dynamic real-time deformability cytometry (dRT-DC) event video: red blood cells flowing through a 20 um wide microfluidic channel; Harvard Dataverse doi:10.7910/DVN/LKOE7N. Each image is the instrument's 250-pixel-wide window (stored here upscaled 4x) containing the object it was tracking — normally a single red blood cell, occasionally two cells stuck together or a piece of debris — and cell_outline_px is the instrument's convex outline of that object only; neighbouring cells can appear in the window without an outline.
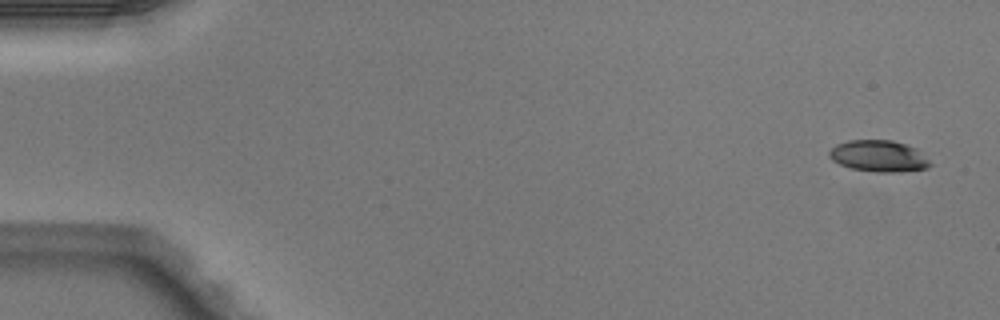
{"species": "Egyptian fruit bat (a non-hibernating species)", "species_latin": "Rousettus aegyptiacus", "temperature_condition": "warm", "stored_images_in_passage": 5, "camera_frame_rate_fps": 3000, "um_per_image_px": 0.085, "animal": {"sex": "male"}, "frame": {"image": 1, "passage_image": 1, "time_ms": 0.0, "image_size_px": [1000, 320], "cell_outline_px": [[932, 164], [928, 168], [892, 172], [876, 172], [852, 168], [840, 164], [832, 160], [828, 156], [828, 152], [836, 144], [848, 140], [892, 140], [916, 148]], "centroid_in_image_um": [74.66, 13.26], "position_along_channel_um": 10.3, "area_um2": 18.32}}
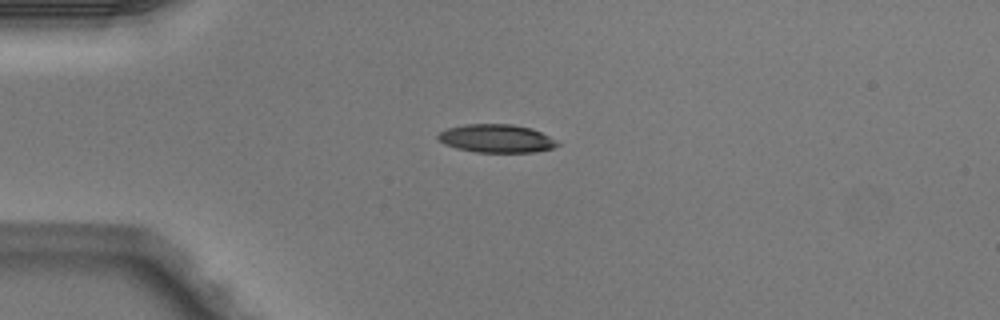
{"frame": {"image": 2, "passage_image": 3, "time_ms": 0.667, "image_size_px": [1000, 320], "cell_outline_px": [[560, 144], [552, 148], [532, 152], [476, 152], [456, 148], [444, 144], [436, 136], [440, 132], [448, 128], [464, 124], [512, 124], [532, 128], [556, 140]], "centroid_in_image_um": [42.18, 11.76], "position_along_channel_um": 42.8, "area_um2": 19.54}}